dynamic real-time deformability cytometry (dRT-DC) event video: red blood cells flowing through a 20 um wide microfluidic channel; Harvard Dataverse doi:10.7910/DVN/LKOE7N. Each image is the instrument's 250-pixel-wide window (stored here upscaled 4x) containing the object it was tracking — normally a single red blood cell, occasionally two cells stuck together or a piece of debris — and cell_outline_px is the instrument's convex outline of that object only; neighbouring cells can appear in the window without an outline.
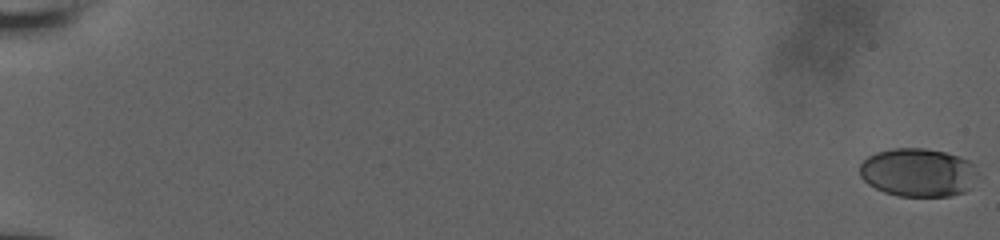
{"species": "human", "species_latin": "Homo sapiens", "temperature_condition": "room temperature", "stored_images_in_passage": 20, "camera_frame_rate_fps": 3000, "um_per_image_px": 0.085, "donor": {"sex": "male"}, "frame": {"image": 1, "passage_image": 1, "time_ms": 0.0, "image_size_px": [1000, 240], "cell_outline_px": [[976, 172], [972, 188], [964, 192], [952, 196], [900, 196], [884, 192], [868, 184], [860, 176], [860, 164], [868, 156], [876, 152], [892, 148], [924, 148], [944, 152], [968, 160], [976, 164]], "centroid_in_image_um": [78.04, 14.66], "position_along_channel_um": 7.0, "area_um2": 33.41}}
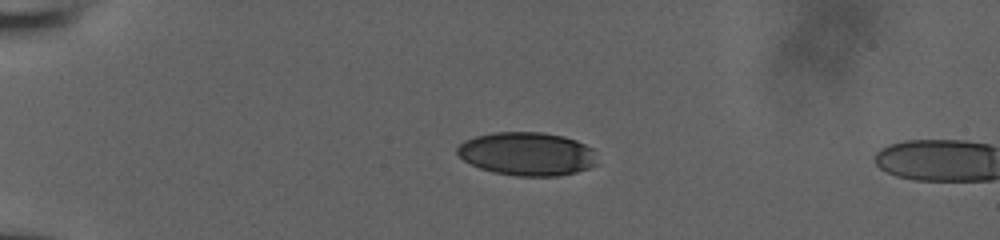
{"frame": {"image": 2, "passage_image": 17, "time_ms": 5.333, "image_size_px": [1000, 240], "cell_outline_px": [[596, 164], [588, 168], [576, 172], [560, 176], [516, 176], [492, 172], [480, 168], [464, 160], [456, 152], [456, 148], [464, 140], [476, 136], [492, 132], [544, 132], [564, 136], [576, 140], [592, 148]], "centroid_in_image_um": [44.78, 13.07], "position_along_channel_um": 40.2, "area_um2": 35.43}}